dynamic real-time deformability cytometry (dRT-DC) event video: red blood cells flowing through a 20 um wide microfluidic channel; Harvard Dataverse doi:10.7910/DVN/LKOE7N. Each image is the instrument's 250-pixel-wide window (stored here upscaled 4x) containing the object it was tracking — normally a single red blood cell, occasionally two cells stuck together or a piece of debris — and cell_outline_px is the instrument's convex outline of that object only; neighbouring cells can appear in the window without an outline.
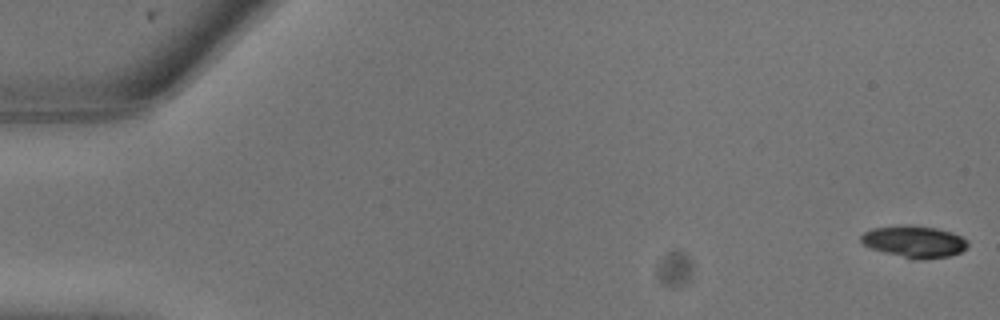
{"species": "common noctule bat (a hibernating species)", "species_latin": "Nyctalus noctula", "temperature_condition": "warm", "stored_images_in_passage": 8, "camera_frame_rate_fps": 3000, "um_per_image_px": 0.085, "animal": {"sex": "male", "body_mass_g": 13.3}, "frame": {"image": 1, "passage_image": 1, "time_ms": 0.0, "image_size_px": [1000, 320], "cell_outline_px": [[968, 244], [960, 252], [948, 256], [924, 260], [912, 260], [868, 248], [860, 240], [860, 236], [864, 232], [872, 228], [900, 224], [912, 224], [936, 228], [952, 232], [968, 240]], "centroid_in_image_um": [77.67, 20.53], "position_along_channel_um": 7.3, "area_um2": 20.23}}
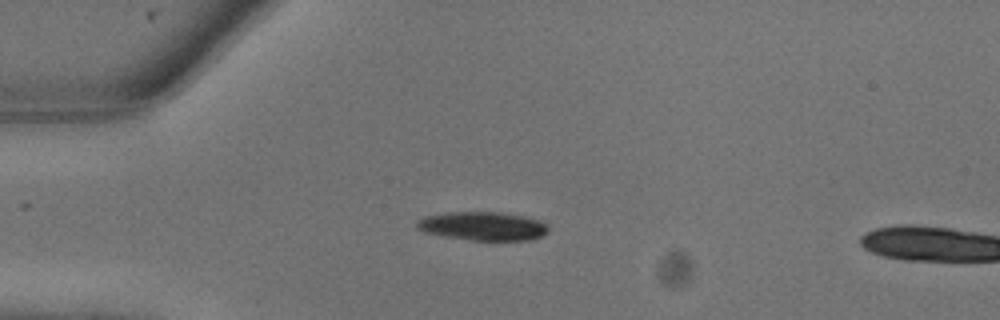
{"frame": {"image": 2, "passage_image": 7, "time_ms": 2.0, "image_size_px": [1000, 320], "cell_outline_px": [[548, 232], [544, 236], [532, 240], [472, 240], [444, 236], [424, 232], [416, 228], [416, 220], [424, 216], [448, 212], [500, 212], [524, 216], [540, 220], [548, 224]], "centroid_in_image_um": [41.07, 19.22], "position_along_channel_um": 43.9, "area_um2": 22.2}}